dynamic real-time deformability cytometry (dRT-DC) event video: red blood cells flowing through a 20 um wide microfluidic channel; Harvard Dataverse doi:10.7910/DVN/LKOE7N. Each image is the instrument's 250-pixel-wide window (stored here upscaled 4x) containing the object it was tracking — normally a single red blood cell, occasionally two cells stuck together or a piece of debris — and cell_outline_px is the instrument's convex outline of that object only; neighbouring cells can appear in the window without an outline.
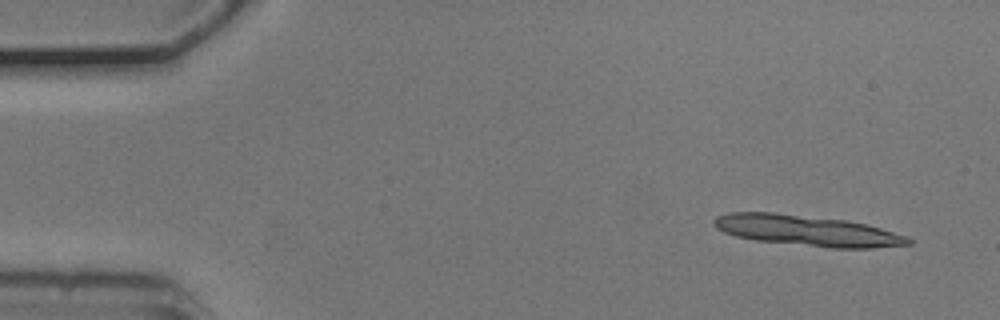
{"species": "common noctule bat (a hibernating species)", "species_latin": "Nyctalus noctula", "temperature_condition": "cold", "stored_images_in_passage": 5, "camera_frame_rate_fps": 3000, "um_per_image_px": 0.085, "animal": {"sex": "male", "body_mass_g": 20.5, "forearm_length_mm": 52.5}, "frame": {"image": 1, "passage_image": 1, "time_ms": 0.0, "image_size_px": [1000, 320], "cell_outline_px": [[912, 244], [872, 248], [832, 248], [756, 240], [736, 236], [724, 232], [716, 228], [712, 224], [712, 220], [716, 216], [732, 212], [772, 212], [844, 220], [868, 224], [908, 236], [912, 240]], "centroid_in_image_um": [68.62, 19.6], "position_along_channel_um": 16.4, "area_um2": 34.74}}